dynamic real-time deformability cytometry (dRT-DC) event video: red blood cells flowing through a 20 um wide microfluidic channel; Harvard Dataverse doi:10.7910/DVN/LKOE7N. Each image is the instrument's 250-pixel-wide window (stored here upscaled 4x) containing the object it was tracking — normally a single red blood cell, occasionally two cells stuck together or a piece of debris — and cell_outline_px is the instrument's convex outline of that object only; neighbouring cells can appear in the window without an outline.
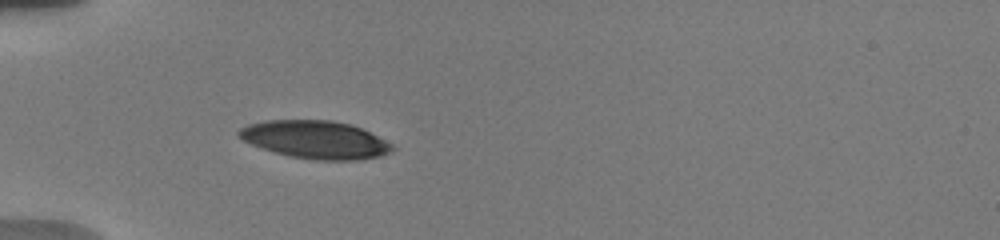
{"species": "human", "species_latin": "Homo sapiens", "temperature_condition": "warm", "stored_images_in_passage": 15, "camera_frame_rate_fps": 3000, "um_per_image_px": 0.085, "donor": {"sex": "male"}, "frame": {"image": 1, "passage_image": 13, "time_ms": 5.667, "image_size_px": [1000, 240], "cell_outline_px": [[396, 148], [380, 156], [356, 160], [316, 160], [292, 156], [260, 148], [244, 140], [236, 132], [240, 128], [248, 124], [268, 120], [332, 120], [352, 124], [392, 144]], "centroid_in_image_um": [26.8, 11.86], "position_along_channel_um": 58.2, "area_um2": 33.52}}
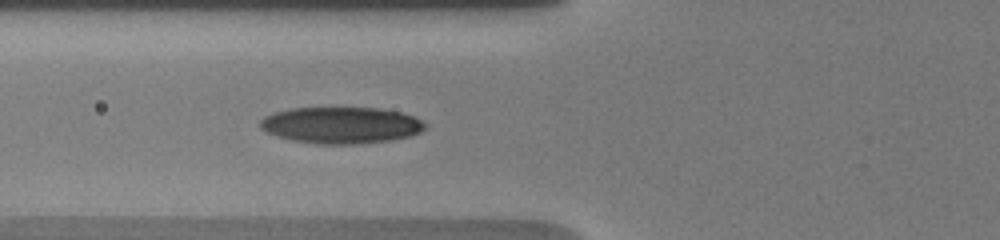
{"frame": {"image": 2, "passage_image": 15, "time_ms": 7.0, "image_size_px": [1000, 240], "cell_outline_px": [[428, 128], [412, 136], [392, 140], [352, 144], [316, 144], [292, 140], [276, 136], [260, 128], [260, 120], [264, 116], [276, 112], [292, 108], [380, 108], [400, 112], [424, 120], [428, 124]], "centroid_in_image_um": [29.04, 10.64], "position_along_channel_um": 96.8, "area_um2": 35.32}}